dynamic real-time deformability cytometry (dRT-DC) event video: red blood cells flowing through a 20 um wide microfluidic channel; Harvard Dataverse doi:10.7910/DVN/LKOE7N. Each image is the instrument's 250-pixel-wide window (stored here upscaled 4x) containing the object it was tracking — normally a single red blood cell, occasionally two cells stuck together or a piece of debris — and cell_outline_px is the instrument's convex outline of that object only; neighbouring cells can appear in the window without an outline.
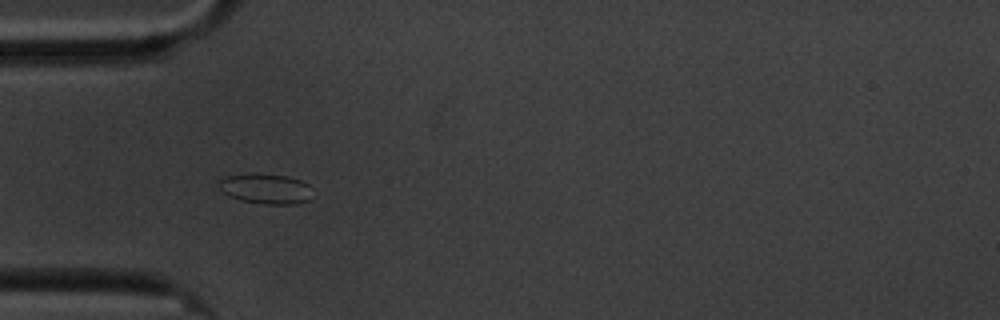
{"species": "common noctule bat (a hibernating species)", "species_latin": "Nyctalus noctula", "temperature_condition": "cold", "stored_images_in_passage": 42, "camera_frame_rate_fps": 3000, "um_per_image_px": 0.085, "animal": {"sex": "male", "body_mass_g": 20.1, "forearm_length_mm": 53.5}, "frame": {"image": 1, "passage_image": 1, "time_ms": 0.0, "image_size_px": [1000, 320], "cell_outline_px": [[316, 196], [308, 200], [296, 204], [264, 204], [240, 200], [228, 196], [220, 192], [220, 176], [252, 172], [288, 176], [300, 180], [308, 184]], "centroid_in_image_um": [22.59, 16.03], "position_along_channel_um": 62.4, "area_um2": 17.11}}
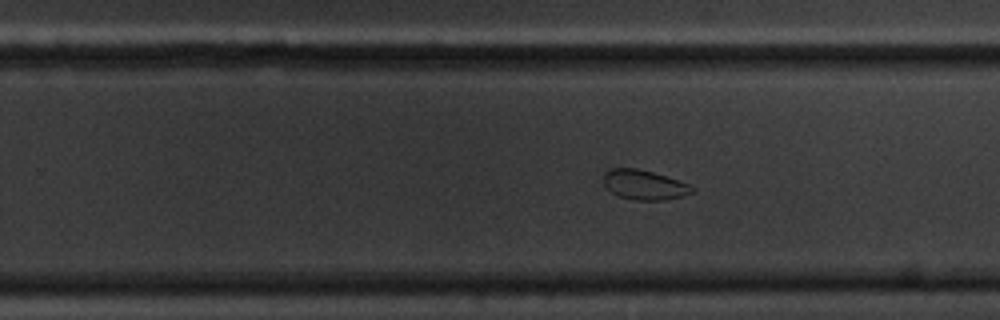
{"frame": {"image": 2, "passage_image": 20, "time_ms": 6.333, "image_size_px": [1000, 320], "cell_outline_px": [[696, 188], [692, 192], [680, 196], [664, 200], [636, 200], [620, 196], [612, 192], [604, 184], [604, 172], [608, 168], [636, 168], [652, 172], [688, 184]], "centroid_in_image_um": [54.73, 15.7], "position_along_channel_um": 275.1, "area_um2": 15.03}}
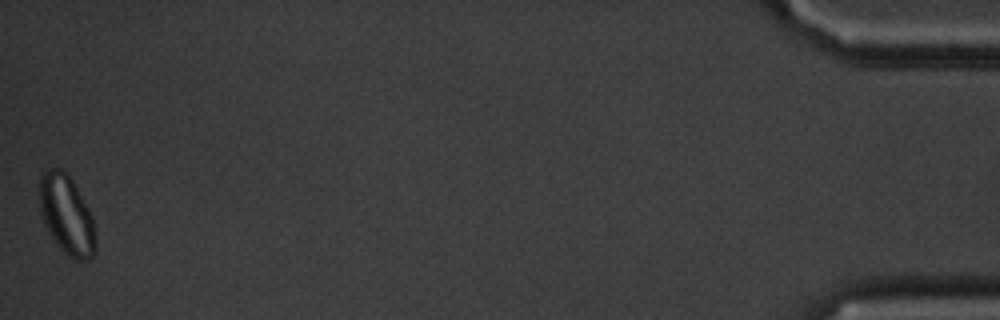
{"frame": {"image": 3, "passage_image": 42, "time_ms": 13.667, "image_size_px": [1000, 320], "cell_outline_px": [[96, 252], [88, 260], [76, 260], [64, 252], [56, 244], [48, 232], [40, 216], [40, 176], [48, 168], [64, 168], [68, 172], [92, 216], [96, 244]], "centroid_in_image_um": [5.65, 18.25], "position_along_channel_um": 429.5, "area_um2": 26.01}, "authors_computed_cell_mechanics": {"area_um2": 16.0395, "velocity_mm_per_s": 3.378, "shape_relaxation_time_tau1_ms": null, "shape_relaxation_time_tau2_ms": 9.1703, "deformation_change_tau1": null, "deformation_change_tau2": 0.101}}